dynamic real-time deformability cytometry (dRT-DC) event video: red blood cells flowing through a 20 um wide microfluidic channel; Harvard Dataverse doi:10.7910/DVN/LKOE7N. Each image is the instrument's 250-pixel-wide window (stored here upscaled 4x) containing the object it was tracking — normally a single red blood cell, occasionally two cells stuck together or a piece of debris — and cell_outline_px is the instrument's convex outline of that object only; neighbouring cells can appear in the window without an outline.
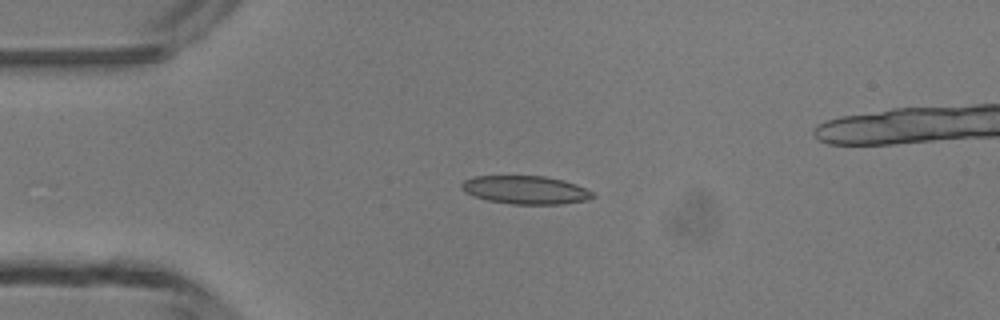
{"species": "common noctule bat (a hibernating species)", "species_latin": "Nyctalus noctula", "temperature_condition": "room temperature", "stored_images_in_passage": 5, "camera_frame_rate_fps": 3000, "um_per_image_px": 0.085, "animal": {"sex": "male", "body_mass_g": 13.3}, "frame": {"image": 1, "passage_image": 4, "time_ms": 3.333, "image_size_px": [1000, 320], "cell_outline_px": [[596, 196], [588, 200], [560, 204], [512, 204], [488, 200], [472, 196], [464, 192], [460, 188], [460, 184], [464, 180], [476, 176], [544, 176], [564, 180], [576, 184], [592, 192]], "centroid_in_image_um": [44.65, 16.14], "position_along_channel_um": 40.3, "area_um2": 21.68}}